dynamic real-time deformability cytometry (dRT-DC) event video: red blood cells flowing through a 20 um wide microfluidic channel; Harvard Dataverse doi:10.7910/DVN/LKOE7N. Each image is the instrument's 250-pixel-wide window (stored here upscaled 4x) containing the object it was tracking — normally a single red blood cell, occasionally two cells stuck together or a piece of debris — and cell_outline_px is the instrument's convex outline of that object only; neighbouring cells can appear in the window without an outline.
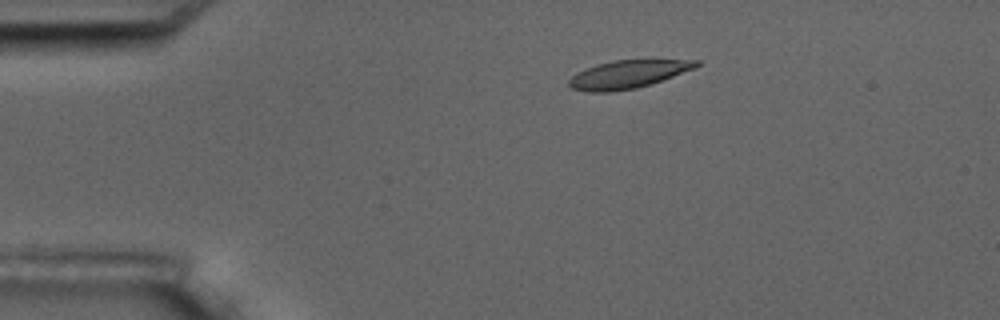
{"species": "common noctule bat (a hibernating species)", "species_latin": "Nyctalus noctula", "temperature_condition": "room temperature", "stored_images_in_passage": 6, "camera_frame_rate_fps": 3000, "um_per_image_px": 0.085, "animal": {"sex": "male", "body_mass_g": 17.5, "forearm_length_mm": 52.3}, "frame": {"image": 1, "passage_image": 3, "time_ms": 2.333, "image_size_px": [1000, 320], "cell_outline_px": [[700, 64], [696, 68], [636, 88], [608, 92], [588, 92], [572, 88], [568, 84], [568, 80], [576, 72], [596, 64], [616, 60], [700, 60]], "centroid_in_image_um": [53.33, 6.31], "position_along_channel_um": 31.7, "area_um2": 20.52}}
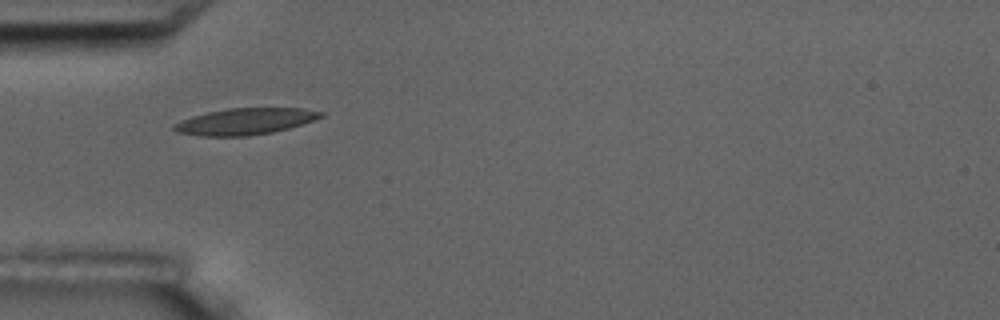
{"frame": {"image": 2, "passage_image": 5, "time_ms": 4.667, "image_size_px": [1000, 320], "cell_outline_px": [[324, 116], [316, 120], [288, 128], [272, 132], [248, 136], [200, 136], [176, 132], [172, 128], [172, 124], [180, 120], [192, 116], [208, 112], [228, 108], [304, 108], [324, 112]], "centroid_in_image_um": [20.83, 10.32], "position_along_channel_um": 64.2, "area_um2": 22.77}}